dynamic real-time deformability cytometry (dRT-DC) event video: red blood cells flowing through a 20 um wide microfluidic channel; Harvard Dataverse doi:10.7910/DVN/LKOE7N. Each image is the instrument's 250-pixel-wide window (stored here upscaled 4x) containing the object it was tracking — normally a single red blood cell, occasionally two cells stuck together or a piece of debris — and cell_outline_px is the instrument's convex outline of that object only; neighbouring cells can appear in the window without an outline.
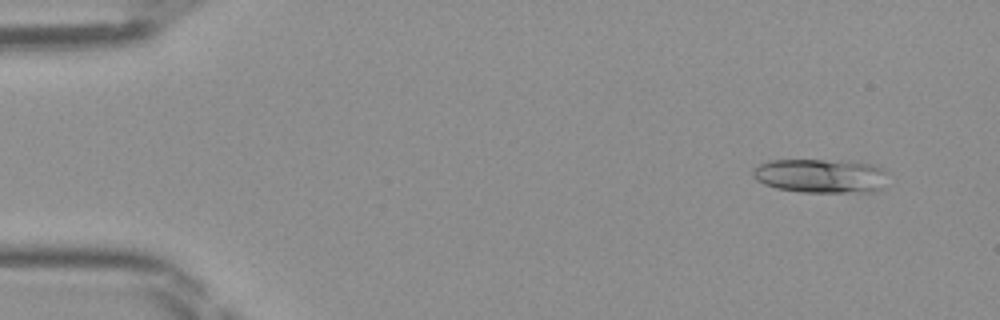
{"species": "Egyptian fruit bat (a non-hibernating species)", "species_latin": "Rousettus aegyptiacus", "temperature_condition": "room temperature", "stored_images_in_passage": 47, "camera_frame_rate_fps": 3000, "um_per_image_px": 0.085, "frame": {"image": 1, "passage_image": 4, "time_ms": 1.0, "image_size_px": [1000, 320], "cell_outline_px": [[888, 172], [880, 188], [872, 192], [800, 192], [776, 188], [764, 184], [756, 180], [752, 176], [752, 172], [760, 164], [768, 160], [852, 160], [876, 164], [884, 168]], "centroid_in_image_um": [69.79, 14.93], "position_along_channel_um": 15.2, "area_um2": 27.22}}
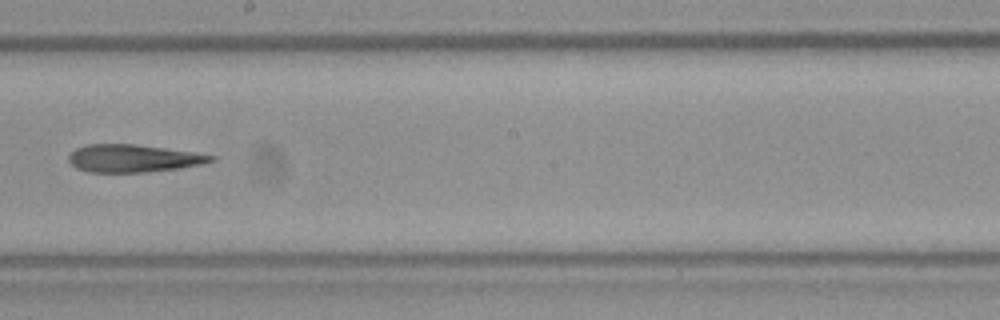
{"frame": {"image": 2, "passage_image": 27, "time_ms": 8.667, "image_size_px": [1000, 320], "cell_outline_px": [[216, 160], [200, 164], [180, 168], [144, 172], [88, 172], [76, 168], [68, 160], [68, 156], [76, 148], [88, 144], [132, 144], [196, 152], [216, 156]], "centroid_in_image_um": [11.33, 13.46], "position_along_channel_um": 236.9, "area_um2": 22.83}}
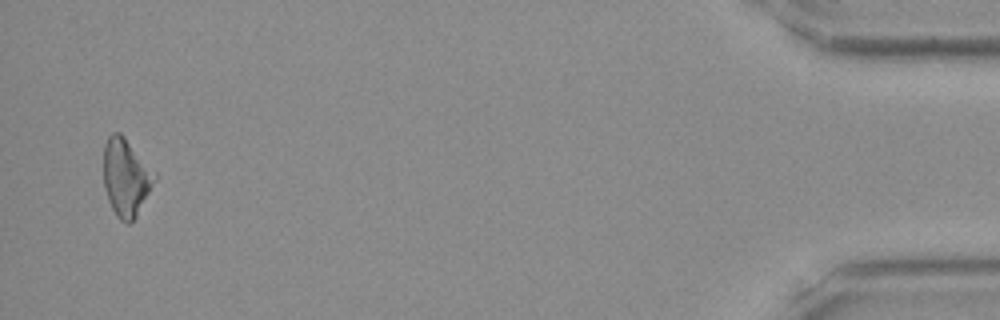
{"frame": {"image": 3, "passage_image": 46, "time_ms": 15.0, "image_size_px": [1000, 320], "cell_outline_px": [[156, 180], [136, 216], [128, 224], [120, 220], [116, 216], [108, 200], [104, 188], [104, 144], [108, 136], [112, 132], [120, 132], [124, 136], [156, 172]], "centroid_in_image_um": [10.7, 15.06], "position_along_channel_um": 424.5, "area_um2": 23.06}}